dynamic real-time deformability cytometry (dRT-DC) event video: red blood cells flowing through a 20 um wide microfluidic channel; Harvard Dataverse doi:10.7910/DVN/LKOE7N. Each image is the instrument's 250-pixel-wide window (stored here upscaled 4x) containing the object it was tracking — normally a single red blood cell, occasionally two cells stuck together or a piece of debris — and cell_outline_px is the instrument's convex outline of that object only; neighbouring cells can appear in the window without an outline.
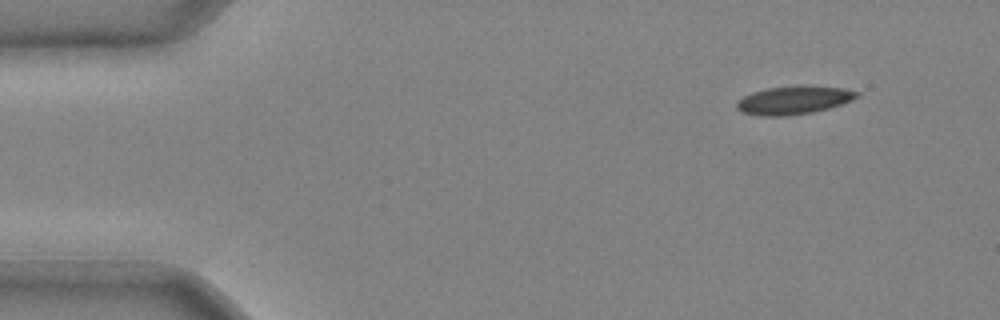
{"species": "common noctule bat (a hibernating species)", "species_latin": "Nyctalus noctula", "temperature_condition": "cold", "stored_images_in_passage": 36, "camera_frame_rate_fps": 3000, "um_per_image_px": 0.085, "animal": {"sex": "male", "body_mass_g": 20.4}, "frame": {"image": 1, "passage_image": 1, "time_ms": 0.0, "image_size_px": [1000, 320], "cell_outline_px": [[860, 96], [852, 100], [828, 108], [812, 112], [788, 116], [760, 116], [740, 112], [736, 108], [736, 100], [752, 92], [768, 88], [800, 84], [804, 84], [844, 88], [860, 92]], "centroid_in_image_um": [67.46, 8.49], "position_along_channel_um": 17.5, "area_um2": 20.23}}
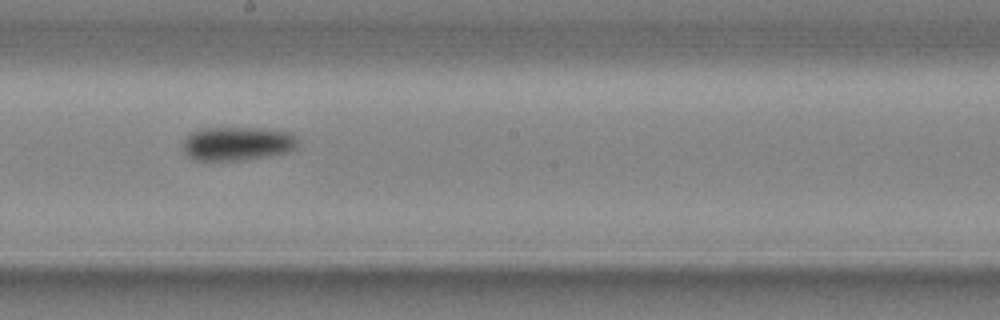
{"frame": {"image": 2, "passage_image": 21, "time_ms": 6.667, "image_size_px": [1000, 320], "cell_outline_px": [[300, 144], [296, 148], [288, 152], [268, 156], [240, 160], [196, 160], [188, 156], [184, 152], [180, 144], [192, 132], [200, 128], [264, 128], [292, 132], [296, 136]], "centroid_in_image_um": [20.2, 12.2], "position_along_channel_um": 228.0, "area_um2": 22.95}}
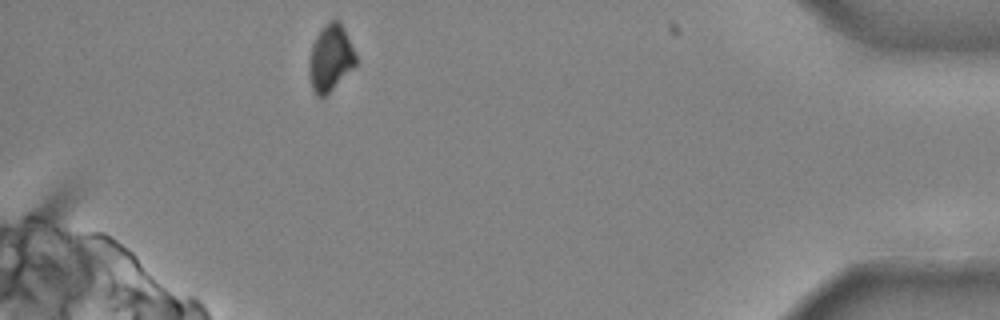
{"frame": {"image": 3, "passage_image": 36, "time_ms": 11.667, "image_size_px": [1000, 320], "cell_outline_px": [[356, 64], [324, 96], [316, 96], [312, 88], [308, 72], [308, 60], [312, 44], [320, 28], [332, 20], [340, 20], [356, 52]], "centroid_in_image_um": [28.07, 4.89], "position_along_channel_um": 407.1, "area_um2": 18.03}}